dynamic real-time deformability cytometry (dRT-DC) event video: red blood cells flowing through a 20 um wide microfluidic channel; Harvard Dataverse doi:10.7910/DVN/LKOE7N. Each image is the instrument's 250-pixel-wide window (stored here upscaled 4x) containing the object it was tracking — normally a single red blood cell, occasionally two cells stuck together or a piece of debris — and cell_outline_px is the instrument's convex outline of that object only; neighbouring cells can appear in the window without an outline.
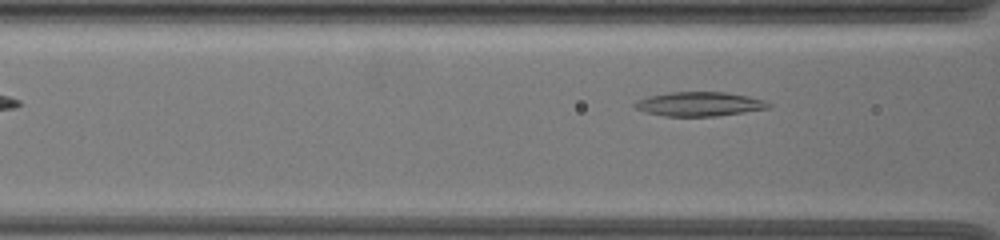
{"species": "common noctule bat (a hibernating species)", "species_latin": "Nyctalus noctula", "temperature_condition": "warm", "stored_images_in_passage": 5, "camera_frame_rate_fps": 3000, "um_per_image_px": 0.085, "animal": {"sex": "female", "body_mass_g": 19.5, "forearm_length_mm": 54.1}, "frame": {"image": 1, "passage_image": 3, "time_ms": 0.667, "image_size_px": [1000, 240], "cell_outline_px": [[772, 104], [768, 108], [716, 116], [664, 116], [648, 112], [636, 108], [632, 104], [636, 100], [648, 96], [668, 92], [724, 92], [748, 96], [764, 100]], "centroid_in_image_um": [59.42, 8.83], "position_along_channel_um": 107.2, "area_um2": 18.73}}